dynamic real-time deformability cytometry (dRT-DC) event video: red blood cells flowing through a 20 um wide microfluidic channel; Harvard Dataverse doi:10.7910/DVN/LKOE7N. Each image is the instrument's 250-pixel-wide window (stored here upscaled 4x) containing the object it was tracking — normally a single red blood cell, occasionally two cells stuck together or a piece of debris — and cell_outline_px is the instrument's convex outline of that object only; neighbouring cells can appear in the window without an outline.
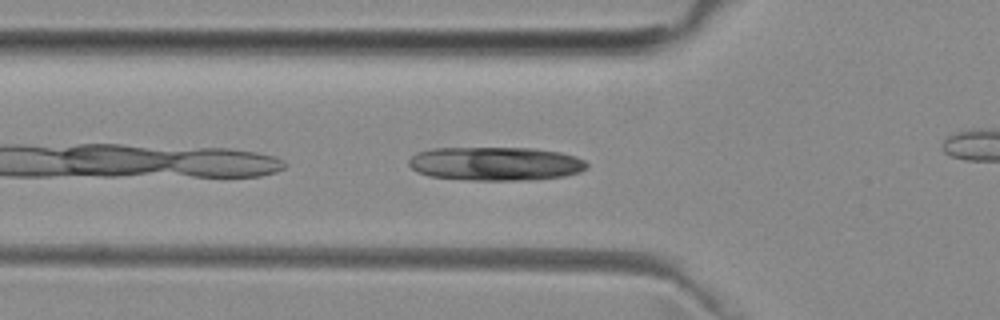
{"species": "common noctule bat (a hibernating species)", "species_latin": "Nyctalus noctula", "temperature_condition": "room temperature", "stored_images_in_passage": 38, "camera_frame_rate_fps": 3000, "um_per_image_px": 0.085, "animal": {"sex": "female", "body_mass_g": 29.2, "forearm_length_mm": 56.3}, "frame": {"image": 1, "passage_image": 3, "time_ms": 0.667, "image_size_px": [1000, 320], "cell_outline_px": [[588, 168], [580, 172], [564, 176], [532, 180], [472, 180], [428, 176], [416, 172], [408, 164], [408, 160], [416, 152], [436, 148], [532, 148], [560, 152], [576, 156], [584, 160], [588, 164]], "centroid_in_image_um": [42.13, 13.91], "position_along_channel_um": 83.7, "area_um2": 35.2}}
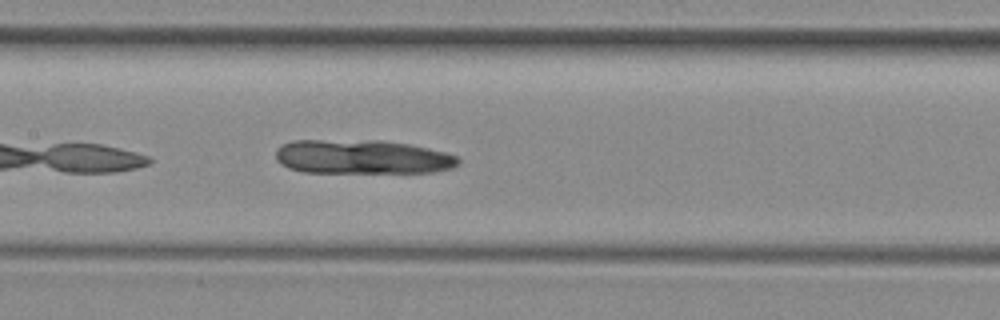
{"frame": {"image": 2, "passage_image": 10, "time_ms": 3.0, "image_size_px": [1000, 320], "cell_outline_px": [[460, 164], [452, 168], [432, 172], [304, 172], [288, 168], [280, 164], [276, 160], [276, 148], [292, 140], [380, 140], [408, 144], [428, 148], [444, 152], [456, 156], [460, 160]], "centroid_in_image_um": [30.76, 13.33], "position_along_channel_um": 176.6, "area_um2": 36.41}}
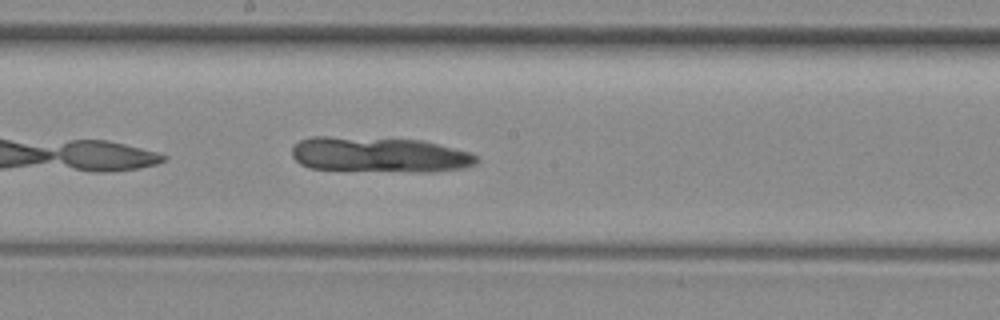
{"frame": {"image": 3, "passage_image": 13, "time_ms": 4.0, "image_size_px": [1000, 320], "cell_outline_px": [[480, 160], [476, 164], [464, 168], [436, 172], [412, 172], [308, 168], [300, 164], [292, 156], [292, 148], [300, 140], [312, 136], [328, 136], [420, 140], [472, 152]], "centroid_in_image_um": [32.28, 13.16], "position_along_channel_um": 215.9, "area_um2": 38.26}}